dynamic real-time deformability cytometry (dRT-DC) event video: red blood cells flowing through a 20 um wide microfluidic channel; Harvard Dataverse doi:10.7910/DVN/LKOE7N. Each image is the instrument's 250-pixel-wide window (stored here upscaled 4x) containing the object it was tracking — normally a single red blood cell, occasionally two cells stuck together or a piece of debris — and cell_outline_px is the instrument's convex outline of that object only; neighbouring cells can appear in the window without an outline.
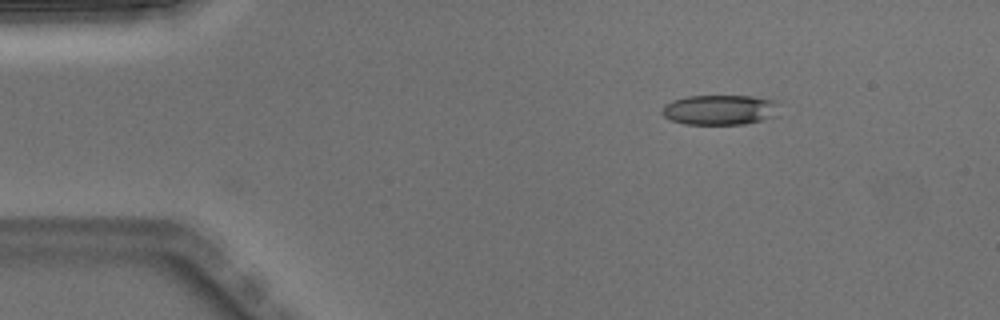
{"species": "Egyptian fruit bat (a non-hibernating species)", "species_latin": "Rousettus aegyptiacus", "temperature_condition": "warm", "stored_images_in_passage": 2, "camera_frame_rate_fps": 3000, "um_per_image_px": 0.085, "animal": {"sex": "male"}, "frame": {"image": 1, "passage_image": 1, "time_ms": 0.0, "image_size_px": [1000, 320], "cell_outline_px": [[776, 100], [772, 116], [760, 120], [744, 124], [684, 124], [672, 120], [664, 116], [660, 112], [664, 104], [672, 100], [688, 96], [752, 96]], "centroid_in_image_um": [61.07, 9.33], "position_along_channel_um": 23.9, "area_um2": 20.17}}